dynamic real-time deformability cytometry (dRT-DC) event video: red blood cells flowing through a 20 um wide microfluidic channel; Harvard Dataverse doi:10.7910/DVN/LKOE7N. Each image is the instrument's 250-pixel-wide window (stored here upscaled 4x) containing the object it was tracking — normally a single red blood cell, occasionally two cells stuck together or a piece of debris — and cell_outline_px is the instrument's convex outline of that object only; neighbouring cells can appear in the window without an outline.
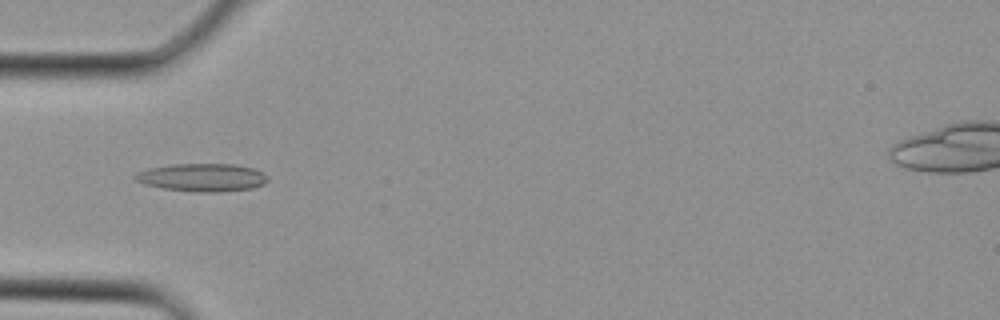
{"species": "Egyptian fruit bat (a non-hibernating species)", "species_latin": "Rousettus aegyptiacus", "temperature_condition": "cold", "stored_images_in_passage": 3, "camera_frame_rate_fps": 3000, "um_per_image_px": 0.085, "animal": {"sex": "female"}, "frame": {"image": 1, "passage_image": 3, "time_ms": 0.667, "image_size_px": [1000, 320], "cell_outline_px": [[268, 180], [264, 184], [252, 188], [220, 192], [200, 192], [164, 188], [144, 184], [136, 180], [132, 176], [136, 172], [148, 168], [172, 164], [232, 164], [256, 168], [264, 172], [268, 176]], "centroid_in_image_um": [17.21, 15.07], "position_along_channel_um": 67.8, "area_um2": 21.73}}